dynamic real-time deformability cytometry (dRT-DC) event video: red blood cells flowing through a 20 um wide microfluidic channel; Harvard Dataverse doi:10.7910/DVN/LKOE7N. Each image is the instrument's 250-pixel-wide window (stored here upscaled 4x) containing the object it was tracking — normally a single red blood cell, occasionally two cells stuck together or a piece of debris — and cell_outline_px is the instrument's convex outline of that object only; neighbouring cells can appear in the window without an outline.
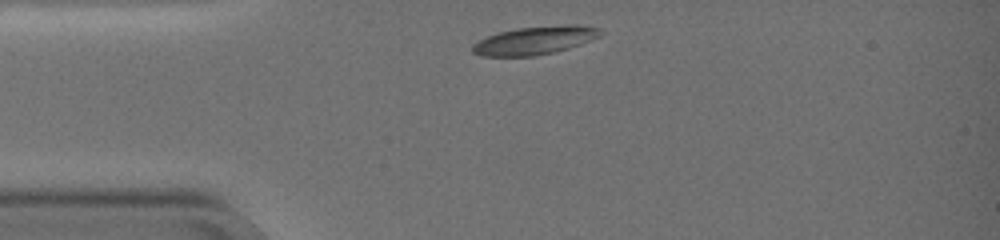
{"species": "common noctule bat (a hibernating species)", "species_latin": "Nyctalus noctula", "temperature_condition": "warm", "stored_images_in_passage": 5, "camera_frame_rate_fps": 3000, "um_per_image_px": 0.085, "animal": {"sex": "female", "body_mass_g": 19.0, "forearm_length_mm": 51.5}, "frame": {"image": 1, "passage_image": 1, "time_ms": 0.0, "image_size_px": [1000, 240], "cell_outline_px": [[604, 32], [600, 36], [592, 40], [556, 52], [532, 56], [480, 56], [472, 52], [472, 44], [488, 36], [500, 32], [520, 28], [572, 24], [580, 24], [600, 28]], "centroid_in_image_um": [45.51, 3.43], "position_along_channel_um": 39.5, "area_um2": 20.98}}